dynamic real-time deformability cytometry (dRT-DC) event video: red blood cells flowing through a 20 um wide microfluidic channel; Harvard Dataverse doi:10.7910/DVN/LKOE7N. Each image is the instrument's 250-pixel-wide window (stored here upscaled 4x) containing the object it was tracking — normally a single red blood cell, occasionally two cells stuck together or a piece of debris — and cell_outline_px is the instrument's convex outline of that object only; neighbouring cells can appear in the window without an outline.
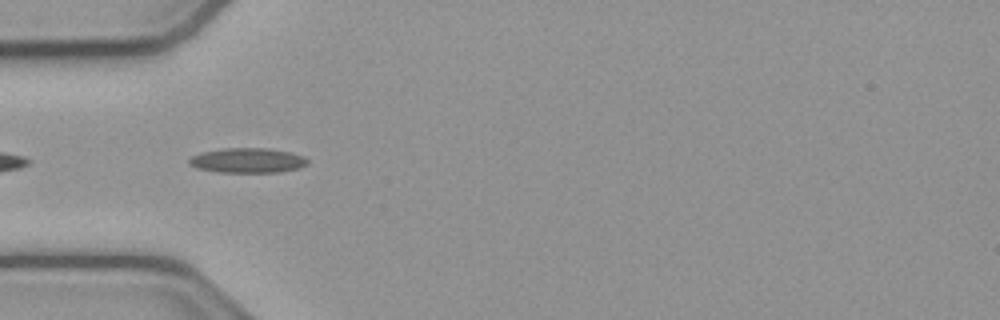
{"species": "common noctule bat (a hibernating species)", "species_latin": "Nyctalus noctula", "temperature_condition": "cold", "stored_images_in_passage": 4, "camera_frame_rate_fps": 3000, "um_per_image_px": 0.085, "animal": {"sex": "male", "body_mass_g": 23.1, "forearm_length_mm": 52.7}, "frame": {"image": 1, "passage_image": 2, "time_ms": 0.333, "image_size_px": [1000, 320], "cell_outline_px": [[308, 164], [300, 168], [280, 172], [216, 172], [196, 168], [188, 164], [188, 160], [192, 156], [200, 152], [224, 148], [268, 148], [292, 152], [304, 156], [308, 160]], "centroid_in_image_um": [21.05, 13.63], "position_along_channel_um": 64.0, "area_um2": 17.4}}